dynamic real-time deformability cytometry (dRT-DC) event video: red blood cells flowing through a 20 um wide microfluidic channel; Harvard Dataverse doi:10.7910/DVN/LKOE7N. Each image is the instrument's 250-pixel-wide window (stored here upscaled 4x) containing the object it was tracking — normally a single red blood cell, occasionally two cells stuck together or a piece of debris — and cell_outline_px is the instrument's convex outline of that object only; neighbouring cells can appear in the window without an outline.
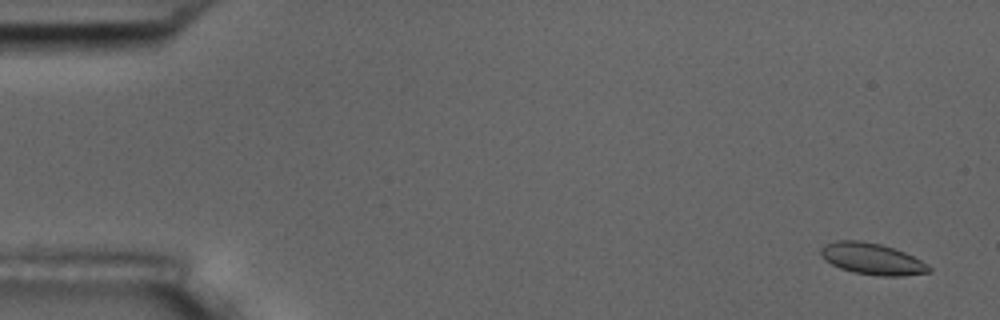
{"species": "common noctule bat (a hibernating species)", "species_latin": "Nyctalus noctula", "temperature_condition": "room temperature", "stored_images_in_passage": 5, "camera_frame_rate_fps": 3000, "um_per_image_px": 0.085, "animal": {"sex": "male", "body_mass_g": 17.5, "forearm_length_mm": 52.3}, "frame": {"image": 1, "passage_image": 1, "time_ms": 0.0, "image_size_px": [1000, 320], "cell_outline_px": [[932, 272], [900, 276], [880, 276], [852, 272], [840, 268], [824, 260], [820, 256], [820, 248], [824, 244], [836, 240], [860, 240], [880, 244], [904, 252], [920, 260], [932, 268]], "centroid_in_image_um": [74.09, 22.0], "position_along_channel_um": 10.9, "area_um2": 19.88}}
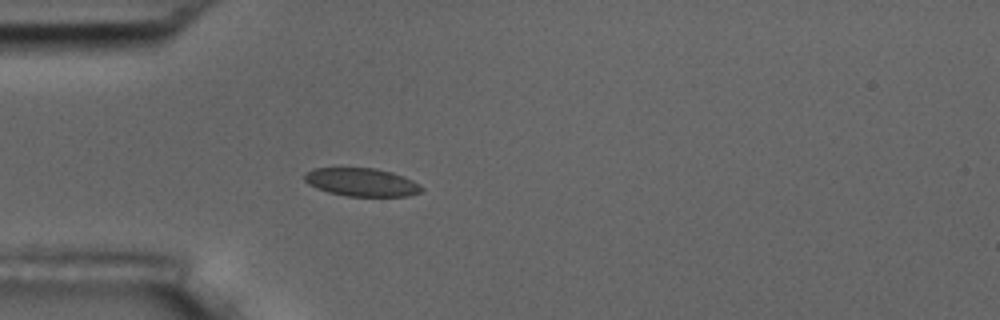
{"frame": {"image": 2, "passage_image": 5, "time_ms": 1.333, "image_size_px": [1000, 320], "cell_outline_px": [[424, 188], [420, 192], [408, 196], [348, 196], [328, 192], [316, 188], [308, 184], [304, 180], [304, 172], [312, 168], [376, 168], [392, 172], [404, 176], [420, 184]], "centroid_in_image_um": [30.72, 15.48], "position_along_channel_um": 54.3, "area_um2": 19.36}}